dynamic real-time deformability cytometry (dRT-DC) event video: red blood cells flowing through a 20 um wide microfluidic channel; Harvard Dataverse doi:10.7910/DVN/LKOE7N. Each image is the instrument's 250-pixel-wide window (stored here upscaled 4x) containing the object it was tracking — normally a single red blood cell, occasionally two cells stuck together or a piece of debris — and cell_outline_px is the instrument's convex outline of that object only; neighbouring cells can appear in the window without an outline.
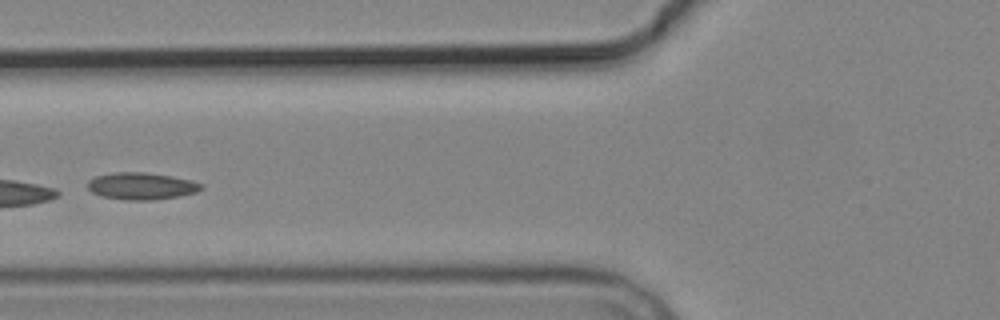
{"species": "common noctule bat (a hibernating species)", "species_latin": "Nyctalus noctula", "temperature_condition": "cold", "stored_images_in_passage": 4, "camera_frame_rate_fps": 3000, "um_per_image_px": 0.085, "animal": {"sex": "male", "body_mass_g": 19.2, "forearm_length_mm": 51.8}, "frame": {"image": 1, "passage_image": 4, "time_ms": 3.333, "image_size_px": [1000, 320], "cell_outline_px": [[204, 188], [196, 192], [180, 196], [156, 200], [124, 200], [100, 196], [92, 192], [88, 188], [88, 180], [96, 176], [116, 172], [144, 172], [172, 176], [192, 180], [204, 184]], "centroid_in_image_um": [12.05, 15.82], "position_along_channel_um": 113.7, "area_um2": 18.09}}